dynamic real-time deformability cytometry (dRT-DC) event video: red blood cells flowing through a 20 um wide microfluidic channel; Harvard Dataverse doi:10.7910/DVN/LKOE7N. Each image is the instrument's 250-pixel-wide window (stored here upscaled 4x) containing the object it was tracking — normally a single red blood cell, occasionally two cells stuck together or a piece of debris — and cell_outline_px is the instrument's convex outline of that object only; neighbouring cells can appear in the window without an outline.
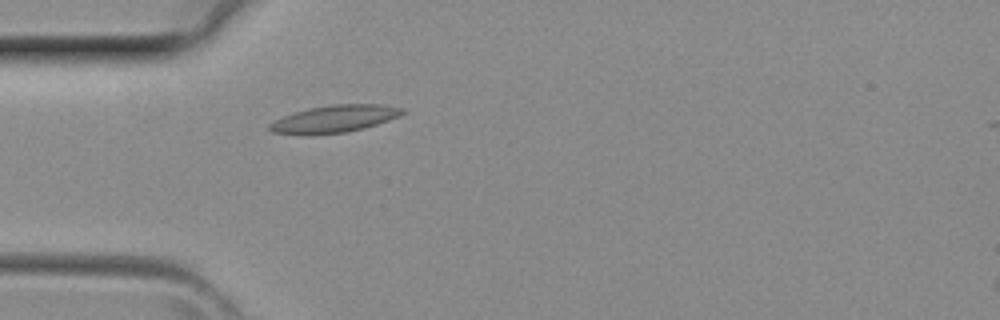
{"species": "common noctule bat (a hibernating species)", "species_latin": "Nyctalus noctula", "temperature_condition": "room temperature", "stored_images_in_passage": 2, "camera_frame_rate_fps": 3000, "um_per_image_px": 0.085, "animal": {"sex": "female", "body_mass_g": 29.2, "forearm_length_mm": 56.3}, "frame": {"image": 1, "passage_image": 2, "time_ms": 0.333, "image_size_px": [1000, 320], "cell_outline_px": [[408, 112], [400, 116], [364, 128], [344, 132], [312, 136], [272, 132], [268, 128], [268, 124], [284, 116], [308, 108], [332, 104], [384, 104], [404, 108]], "centroid_in_image_um": [28.46, 10.1], "position_along_channel_um": 56.5, "area_um2": 21.33}}